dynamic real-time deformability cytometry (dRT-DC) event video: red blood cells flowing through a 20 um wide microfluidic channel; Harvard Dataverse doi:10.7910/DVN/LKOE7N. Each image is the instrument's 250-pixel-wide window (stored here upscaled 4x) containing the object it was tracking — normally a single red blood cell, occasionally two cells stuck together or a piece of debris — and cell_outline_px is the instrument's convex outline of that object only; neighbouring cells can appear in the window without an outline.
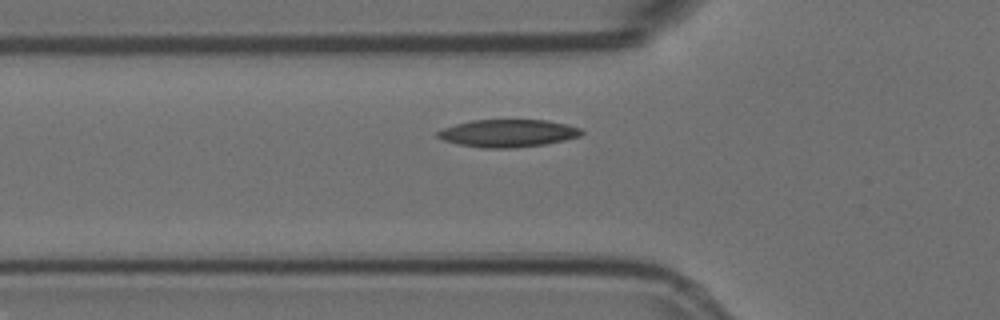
{"species": "Egyptian fruit bat (a non-hibernating species)", "species_latin": "Rousettus aegyptiacus", "temperature_condition": "room temperature", "stored_images_in_passage": 3, "camera_frame_rate_fps": 3000, "um_per_image_px": 0.085, "animal": {"sex": "female"}, "frame": {"image": 1, "passage_image": 3, "time_ms": 0.667, "image_size_px": [1000, 320], "cell_outline_px": [[584, 132], [580, 136], [564, 140], [544, 144], [512, 148], [484, 148], [460, 144], [444, 140], [436, 136], [436, 132], [444, 128], [456, 124], [472, 120], [548, 120], [580, 128]], "centroid_in_image_um": [43.17, 11.32], "position_along_channel_um": 82.6, "area_um2": 22.89}}